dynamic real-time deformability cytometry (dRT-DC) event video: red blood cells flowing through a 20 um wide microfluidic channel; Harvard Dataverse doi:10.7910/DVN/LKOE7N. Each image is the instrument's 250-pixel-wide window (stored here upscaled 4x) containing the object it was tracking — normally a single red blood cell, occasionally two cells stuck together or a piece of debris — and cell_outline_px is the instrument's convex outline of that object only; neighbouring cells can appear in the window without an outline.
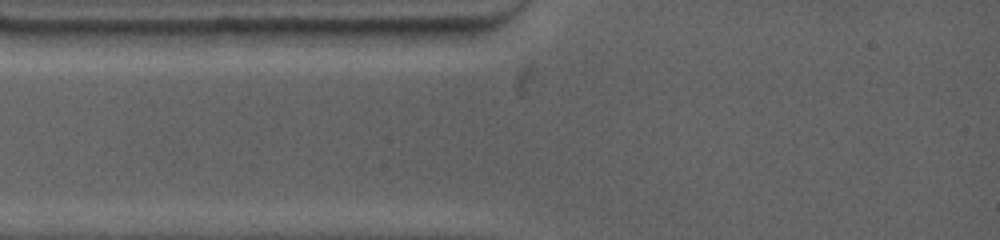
{"species": "common noctule bat (a hibernating species)", "species_latin": "Nyctalus noctula", "temperature_condition": "warm", "stored_images_in_passage": 1, "camera_frame_rate_fps": 4500, "um_per_image_px": 0.085, "animal": {"sex": "female", "body_mass_g": 19.0, "forearm_length_mm": 53.3}, "frame": {"image": 1, "passage_image": 1, "time_ms": 0.0, "image_size_px": [1000, 240], "cell_outline_px": [[504, 20], [500, 24], [464, 44], [420, 48], [356, 48], [344, 32], [344, 28]], "centroid_in_image_um": [35.56, 2.95], "position_along_channel_um": 49.4, "area_um2": 22.02}}